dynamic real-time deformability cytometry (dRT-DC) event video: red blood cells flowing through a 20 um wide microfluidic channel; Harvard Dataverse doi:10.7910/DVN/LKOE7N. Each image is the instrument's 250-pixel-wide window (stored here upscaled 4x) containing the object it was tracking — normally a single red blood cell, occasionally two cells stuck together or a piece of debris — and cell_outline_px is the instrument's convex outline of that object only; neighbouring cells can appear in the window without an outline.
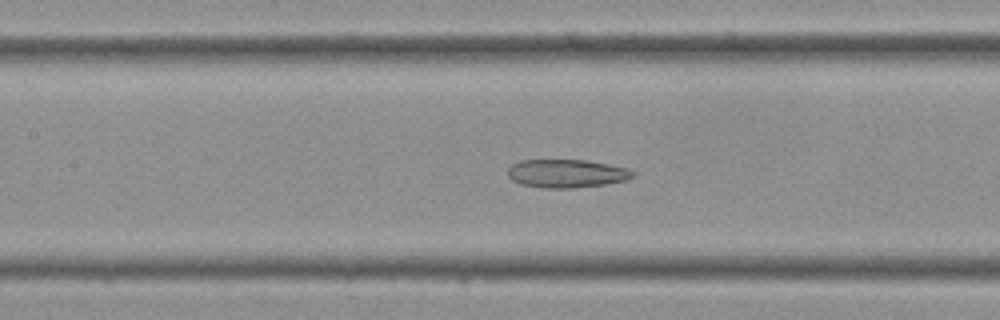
{"species": "Egyptian fruit bat (a non-hibernating species)", "species_latin": "Rousettus aegyptiacus", "temperature_condition": "cold", "stored_images_in_passage": 33, "camera_frame_rate_fps": 3000, "um_per_image_px": 0.085, "frame": {"image": 1, "passage_image": 10, "time_ms": 3.0, "image_size_px": [1000, 320], "cell_outline_px": [[636, 176], [628, 180], [604, 184], [576, 188], [544, 188], [520, 184], [512, 180], [508, 176], [508, 168], [512, 164], [520, 160], [584, 160], [608, 164], [628, 168], [636, 172]], "centroid_in_image_um": [48.19, 14.75], "position_along_channel_um": 159.2, "area_um2": 20.81}}
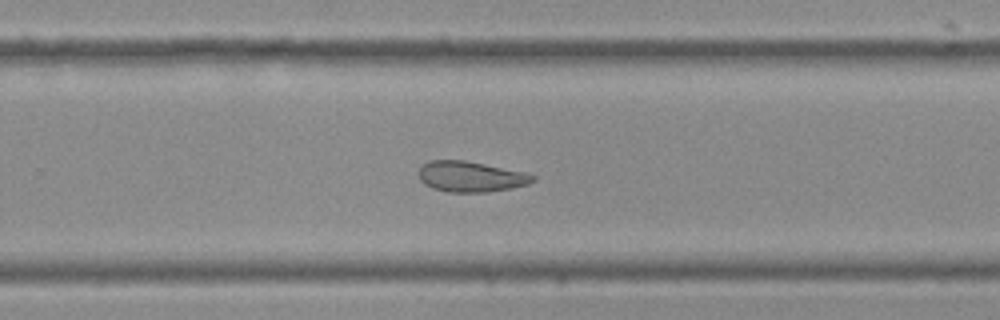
{"frame": {"image": 2, "passage_image": 18, "time_ms": 5.667, "image_size_px": [1000, 320], "cell_outline_px": [[536, 180], [528, 184], [508, 188], [484, 192], [448, 192], [432, 188], [424, 184], [420, 180], [420, 168], [428, 160], [464, 160], [524, 172], [536, 176]], "centroid_in_image_um": [40.0, 15.01], "position_along_channel_um": 289.8, "area_um2": 20.11}}
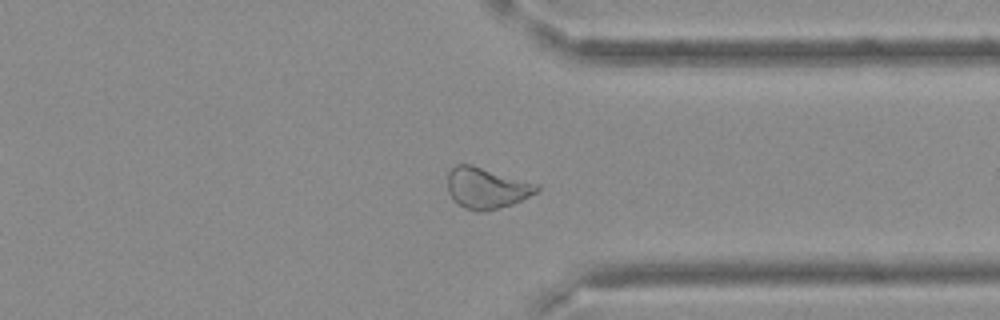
{"frame": {"image": 3, "passage_image": 23, "time_ms": 7.333, "image_size_px": [1000, 320], "cell_outline_px": [[540, 188], [536, 192], [512, 204], [484, 212], [476, 212], [464, 208], [452, 200], [448, 192], [448, 172], [456, 164], [472, 164], [540, 184]], "centroid_in_image_um": [41.34, 15.98], "position_along_channel_um": 370.1, "area_um2": 21.56}}